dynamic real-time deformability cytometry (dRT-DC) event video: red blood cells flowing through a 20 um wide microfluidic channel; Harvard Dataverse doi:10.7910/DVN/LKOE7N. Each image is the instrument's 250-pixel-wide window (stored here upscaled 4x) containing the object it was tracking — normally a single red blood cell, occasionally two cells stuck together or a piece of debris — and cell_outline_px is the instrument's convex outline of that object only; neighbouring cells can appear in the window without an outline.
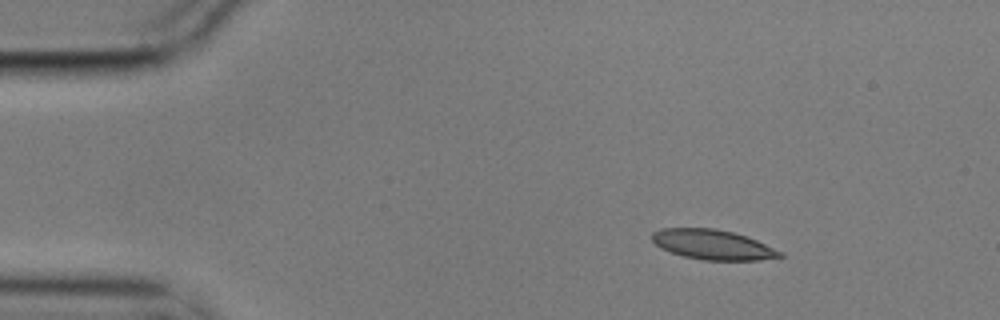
{"species": "common noctule bat (a hibernating species)", "species_latin": "Nyctalus noctula", "temperature_condition": "cold", "stored_images_in_passage": 5, "camera_frame_rate_fps": 3000, "um_per_image_px": 0.085, "animal": {"sex": "male", "body_mass_g": 17.9}, "frame": {"image": 1, "passage_image": 2, "time_ms": 0.333, "image_size_px": [1000, 320], "cell_outline_px": [[784, 256], [760, 260], [700, 260], [684, 256], [660, 248], [652, 240], [652, 232], [660, 228], [712, 228], [732, 232], [748, 236], [784, 252]], "centroid_in_image_um": [60.6, 20.79], "position_along_channel_um": 24.4, "area_um2": 22.37}}
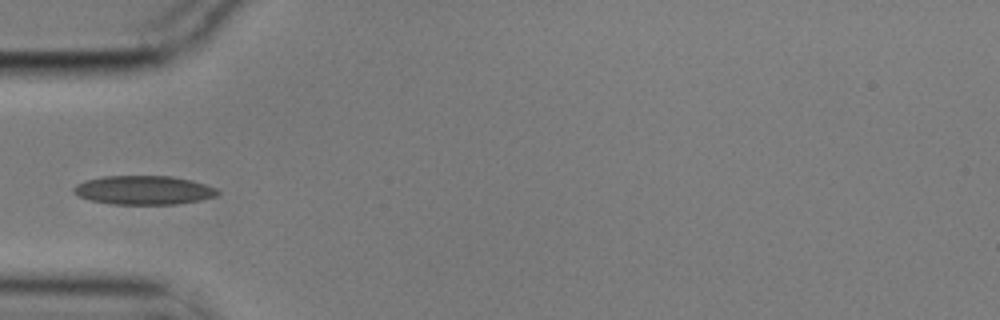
{"frame": {"image": 2, "passage_image": 5, "time_ms": 1.333, "image_size_px": [1000, 320], "cell_outline_px": [[220, 192], [216, 196], [200, 200], [176, 204], [112, 204], [92, 200], [80, 196], [72, 192], [72, 188], [76, 184], [84, 180], [104, 176], [172, 176], [192, 180], [216, 188]], "centroid_in_image_um": [12.2, 16.15], "position_along_channel_um": 72.8, "area_um2": 24.22}}